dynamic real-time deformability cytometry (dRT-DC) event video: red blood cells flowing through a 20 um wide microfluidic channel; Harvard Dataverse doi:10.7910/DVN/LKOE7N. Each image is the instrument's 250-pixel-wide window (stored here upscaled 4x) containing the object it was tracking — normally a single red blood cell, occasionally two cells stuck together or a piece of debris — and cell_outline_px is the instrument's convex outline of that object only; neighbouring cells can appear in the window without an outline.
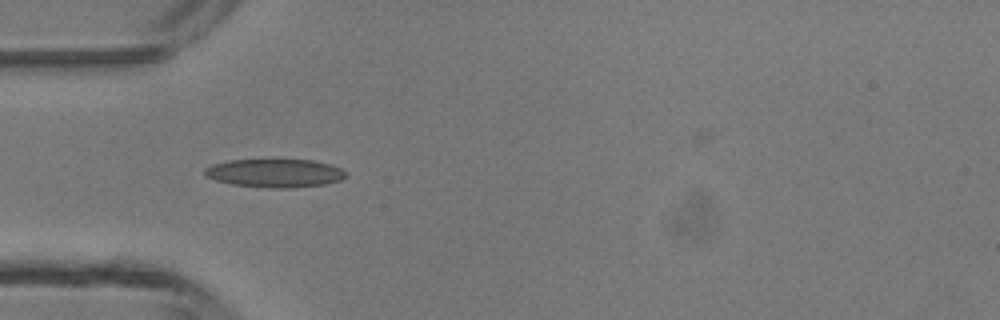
{"species": "common noctule bat (a hibernating species)", "species_latin": "Nyctalus noctula", "temperature_condition": "room temperature", "stored_images_in_passage": 5, "camera_frame_rate_fps": 3000, "um_per_image_px": 0.085, "animal": {"sex": "male", "body_mass_g": 13.3}, "frame": {"image": 1, "passage_image": 4, "time_ms": 1.0, "image_size_px": [1000, 320], "cell_outline_px": [[348, 176], [340, 180], [324, 184], [292, 188], [268, 188], [232, 184], [216, 180], [204, 176], [204, 168], [212, 164], [228, 160], [312, 160], [332, 164], [348, 172]], "centroid_in_image_um": [23.38, 14.71], "position_along_channel_um": 61.6, "area_um2": 23.52}}
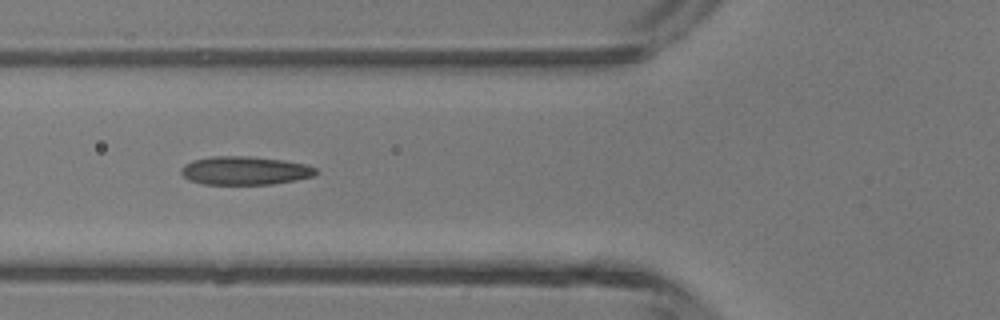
{"frame": {"image": 2, "passage_image": 5, "time_ms": 1.333, "image_size_px": [1000, 320], "cell_outline_px": [[320, 172], [316, 176], [296, 180], [272, 184], [204, 184], [188, 180], [180, 172], [180, 168], [184, 164], [192, 160], [212, 156], [248, 156], [284, 160], [304, 164], [316, 168]], "centroid_in_image_um": [20.82, 14.5], "position_along_channel_um": 105.0, "area_um2": 22.54}}